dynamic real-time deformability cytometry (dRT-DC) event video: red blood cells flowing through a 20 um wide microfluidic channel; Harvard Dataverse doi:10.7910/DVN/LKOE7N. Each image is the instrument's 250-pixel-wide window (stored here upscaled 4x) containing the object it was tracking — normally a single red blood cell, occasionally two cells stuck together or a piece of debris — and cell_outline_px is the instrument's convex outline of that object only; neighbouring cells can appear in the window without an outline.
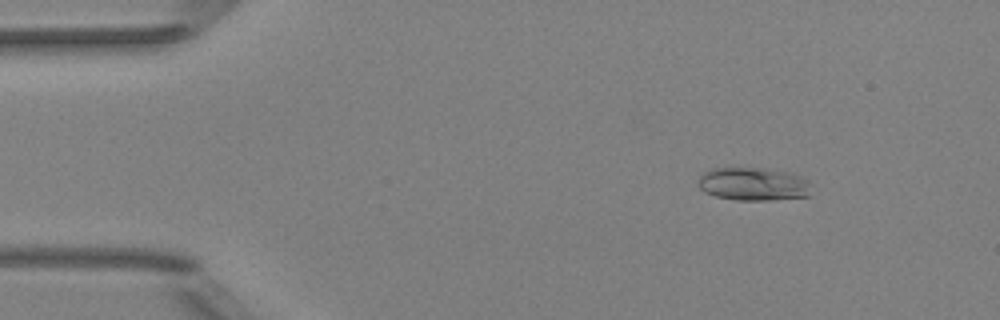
{"species": "Egyptian fruit bat (a non-hibernating species)", "species_latin": "Rousettus aegyptiacus", "temperature_condition": "room temperature", "stored_images_in_passage": 4, "camera_frame_rate_fps": 3000, "um_per_image_px": 0.085, "animal": {"sex": "female"}, "frame": {"image": 1, "passage_image": 2, "time_ms": 1.0, "image_size_px": [1000, 320], "cell_outline_px": [[812, 184], [808, 196], [768, 200], [736, 200], [716, 196], [704, 192], [696, 184], [700, 176], [704, 172], [712, 168], [764, 168], [784, 172], [800, 176], [808, 180]], "centroid_in_image_um": [64.01, 15.64], "position_along_channel_um": 21.0, "area_um2": 21.85}}
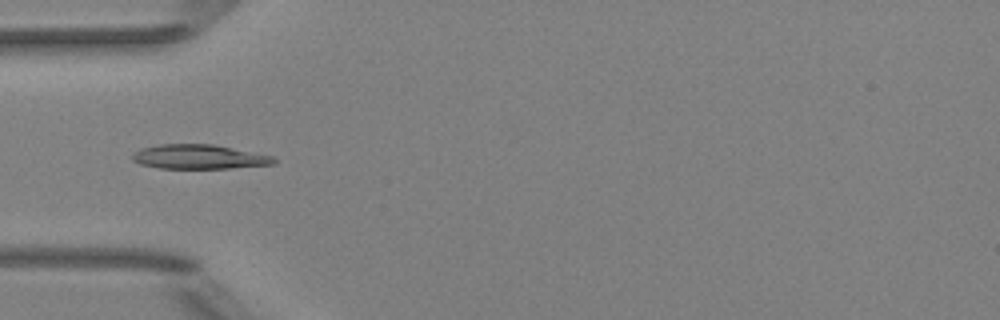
{"frame": {"image": 2, "passage_image": 4, "time_ms": 4.333, "image_size_px": [1000, 320], "cell_outline_px": [[276, 164], [232, 168], [160, 168], [140, 164], [132, 160], [132, 152], [140, 148], [160, 144], [212, 144], [272, 156], [276, 160]], "centroid_in_image_um": [16.88, 13.33], "position_along_channel_um": 68.1, "area_um2": 20.06}}